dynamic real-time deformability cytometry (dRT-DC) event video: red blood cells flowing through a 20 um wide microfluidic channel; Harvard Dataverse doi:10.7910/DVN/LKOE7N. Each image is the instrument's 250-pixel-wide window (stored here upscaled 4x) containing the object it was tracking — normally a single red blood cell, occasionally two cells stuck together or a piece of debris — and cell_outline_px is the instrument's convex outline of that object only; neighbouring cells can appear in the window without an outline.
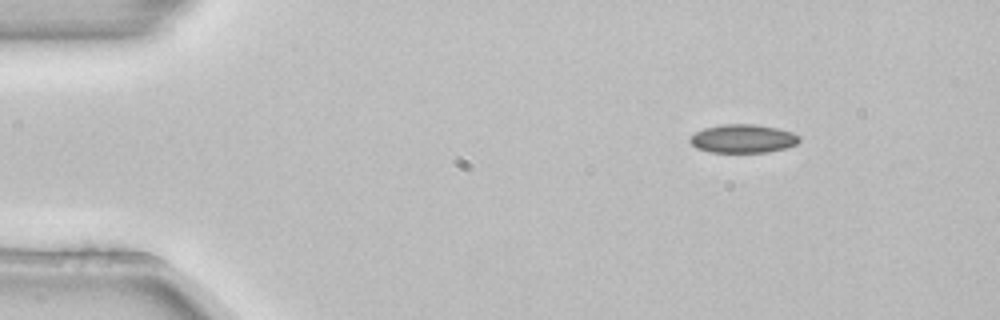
{"species": "common noctule bat (a hibernating species)", "species_latin": "Nyctalus noctula", "temperature_condition": "room temperature", "stored_images_in_passage": 3, "camera_frame_rate_fps": 3000, "um_per_image_px": 0.085, "animal": {"sex": "female", "body_mass_g": 22.7, "forearm_length_mm": 54.2}, "frame": {"image": 1, "passage_image": 1, "time_ms": 0.0, "image_size_px": [1000, 320], "cell_outline_px": [[800, 140], [796, 144], [784, 148], [768, 152], [712, 152], [696, 148], [688, 140], [688, 136], [704, 128], [724, 124], [756, 124], [776, 128], [792, 132], [800, 136]], "centroid_in_image_um": [63.13, 11.78], "position_along_channel_um": 21.9, "area_um2": 18.15}}